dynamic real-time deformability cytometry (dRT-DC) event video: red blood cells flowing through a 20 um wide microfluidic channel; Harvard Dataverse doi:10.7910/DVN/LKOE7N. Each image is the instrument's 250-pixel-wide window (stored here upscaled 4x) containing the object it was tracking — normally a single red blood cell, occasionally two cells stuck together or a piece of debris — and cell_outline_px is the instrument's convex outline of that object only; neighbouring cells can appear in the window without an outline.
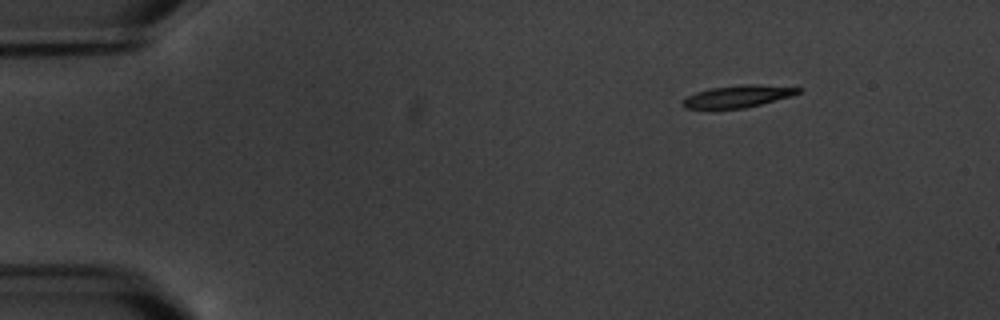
{"species": "common noctule bat (a hibernating species)", "species_latin": "Nyctalus noctula", "temperature_condition": "warm", "stored_images_in_passage": 5, "segment_of_instrument_passage": [2, 2], "camera_frame_rate_fps": 3000, "um_per_image_px": 0.085, "animal": {"sex": "male", "body_mass_g": 20.1, "forearm_length_mm": 53.5}, "frame": {"image": 1, "passage_image": 5, "time_ms": 6.667, "image_size_px": [1000, 320], "cell_outline_px": [[804, 88], [800, 92], [792, 96], [744, 108], [684, 108], [680, 104], [688, 96], [696, 92], [712, 88], [744, 84], [756, 84]], "centroid_in_image_um": [62.75, 8.18], "position_along_channel_um": 22.3, "area_um2": 14.68}}